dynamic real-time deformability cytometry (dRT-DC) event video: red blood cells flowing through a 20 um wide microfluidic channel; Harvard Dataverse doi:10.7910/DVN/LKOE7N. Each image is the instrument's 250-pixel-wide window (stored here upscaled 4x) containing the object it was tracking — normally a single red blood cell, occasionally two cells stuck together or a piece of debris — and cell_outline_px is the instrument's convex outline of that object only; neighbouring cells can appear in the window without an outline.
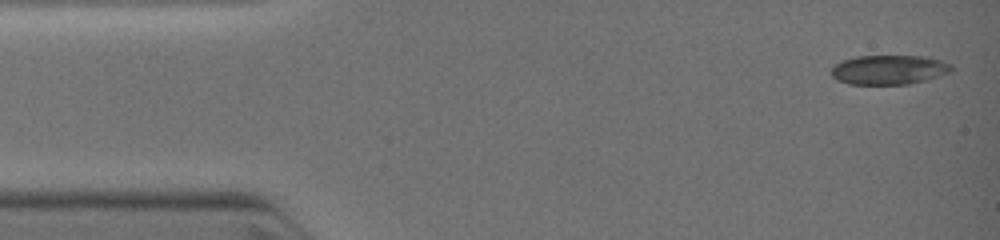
{"species": "common noctule bat (a hibernating species)", "species_latin": "Nyctalus noctula", "temperature_condition": "warm", "stored_images_in_passage": 33, "camera_frame_rate_fps": 3000, "um_per_image_px": 0.085, "animal": {"sex": "female", "body_mass_g": 19.0, "forearm_length_mm": 51.5}, "frame": {"image": 1, "passage_image": 1, "time_ms": 0.0, "image_size_px": [1000, 240], "cell_outline_px": [[956, 68], [952, 72], [924, 80], [908, 84], [848, 84], [836, 80], [828, 72], [836, 64], [844, 60], [856, 56], [924, 56], [940, 60], [952, 64]], "centroid_in_image_um": [75.57, 5.93], "position_along_channel_um": 9.4, "area_um2": 20.75}}
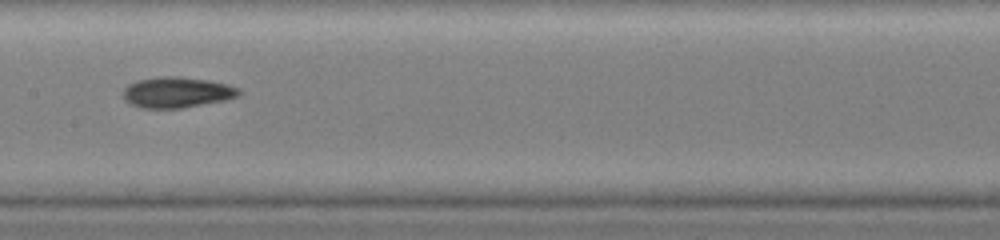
{"frame": {"image": 2, "passage_image": 15, "time_ms": 5.667, "image_size_px": [1000, 240], "cell_outline_px": [[240, 92], [236, 96], [224, 100], [180, 108], [140, 108], [124, 100], [124, 88], [128, 84], [136, 80], [160, 76], [180, 76], [208, 80], [228, 84], [240, 88]], "centroid_in_image_um": [15.01, 7.83], "position_along_channel_um": 192.4, "area_um2": 20.69}}
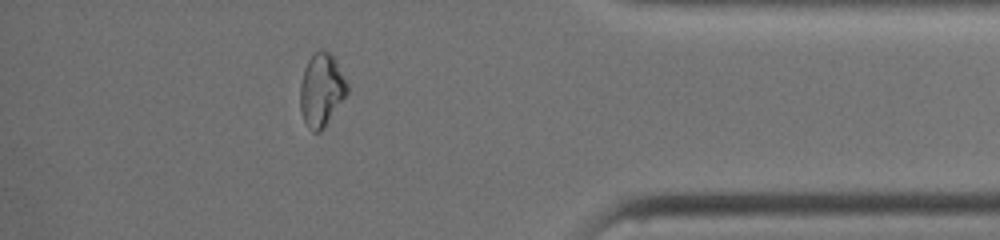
{"frame": {"image": 3, "passage_image": 28, "time_ms": 10.333, "image_size_px": [1000, 240], "cell_outline_px": [[348, 92], [324, 128], [320, 132], [312, 132], [308, 128], [304, 120], [300, 108], [300, 84], [304, 68], [308, 60], [320, 48], [328, 52], [332, 56], [348, 84]], "centroid_in_image_um": [27.3, 7.67], "position_along_channel_um": 407.9, "area_um2": 19.83}}